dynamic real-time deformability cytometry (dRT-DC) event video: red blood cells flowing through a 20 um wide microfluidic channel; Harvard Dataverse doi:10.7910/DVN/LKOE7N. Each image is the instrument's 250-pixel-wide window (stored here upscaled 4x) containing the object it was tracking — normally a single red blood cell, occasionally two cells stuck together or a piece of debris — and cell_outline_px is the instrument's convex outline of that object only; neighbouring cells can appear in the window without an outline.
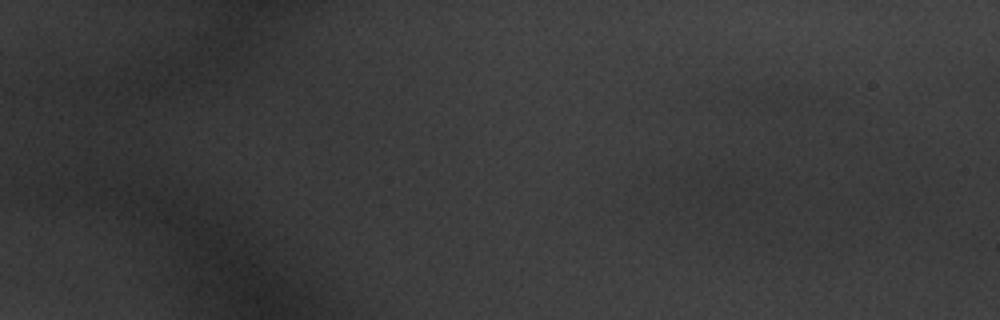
{"species": "common noctule bat (a hibernating species)", "species_latin": "Nyctalus noctula", "temperature_condition": "warm", "stored_images_in_passage": 4, "camera_frame_rate_fps": 3000, "um_per_image_px": 0.085, "animal": {"sex": "male", "body_mass_g": 20.1, "forearm_length_mm": 53.5}, "frame": {"image": 1, "passage_image": 3, "time_ms": 0.667, "image_size_px": [1000, 320], "cell_outline_px": [[772, 192], [708, 208], [704, 204], [700, 180], [708, 168], [732, 160], [768, 188]], "centroid_in_image_um": [61.99, 15.71], "position_along_channel_um": 23.0, "area_um2": 14.74}}